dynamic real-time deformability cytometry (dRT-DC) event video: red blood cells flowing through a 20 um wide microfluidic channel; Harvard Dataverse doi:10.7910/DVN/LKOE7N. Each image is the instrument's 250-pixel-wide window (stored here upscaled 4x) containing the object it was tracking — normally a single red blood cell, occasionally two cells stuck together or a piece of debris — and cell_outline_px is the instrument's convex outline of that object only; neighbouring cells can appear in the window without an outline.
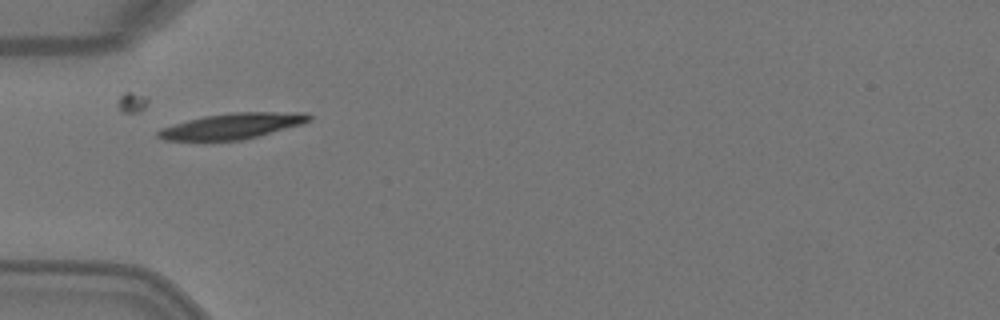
{"species": "Egyptian fruit bat (a non-hibernating species)", "species_latin": "Rousettus aegyptiacus", "temperature_condition": "warm", "stored_images_in_passage": 6, "camera_frame_rate_fps": 3000, "um_per_image_px": 0.085, "animal": {"sex": "female"}, "frame": {"image": 1, "passage_image": 5, "time_ms": 1.333, "image_size_px": [1000, 320], "cell_outline_px": [[312, 120], [300, 124], [260, 136], [240, 140], [164, 140], [156, 136], [156, 132], [160, 128], [188, 120], [204, 116], [232, 112], [308, 112], [312, 116]], "centroid_in_image_um": [19.76, 10.7], "position_along_channel_um": 65.2, "area_um2": 22.6}}